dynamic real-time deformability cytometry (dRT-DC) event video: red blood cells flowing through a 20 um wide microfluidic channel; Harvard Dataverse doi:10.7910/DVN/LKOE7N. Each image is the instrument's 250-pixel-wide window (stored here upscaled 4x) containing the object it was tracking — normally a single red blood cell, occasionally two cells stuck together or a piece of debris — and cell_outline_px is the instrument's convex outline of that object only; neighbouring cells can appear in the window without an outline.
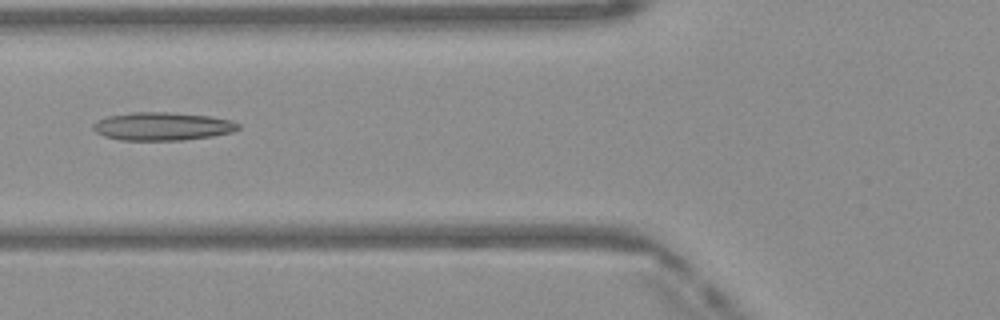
{"species": "Egyptian fruit bat (a non-hibernating species)", "species_latin": "Rousettus aegyptiacus", "temperature_condition": "warm", "stored_images_in_passage": 49, "camera_frame_rate_fps": 3000, "um_per_image_px": 0.085, "frame": {"image": 1, "passage_image": 19, "time_ms": 6.0, "image_size_px": [1000, 320], "cell_outline_px": [[240, 128], [232, 132], [212, 136], [184, 140], [120, 140], [104, 136], [96, 132], [92, 128], [92, 124], [96, 120], [108, 116], [132, 112], [172, 112], [212, 116], [232, 120], [240, 124]], "centroid_in_image_um": [13.81, 10.73], "position_along_channel_um": 112.0, "area_um2": 24.04}}
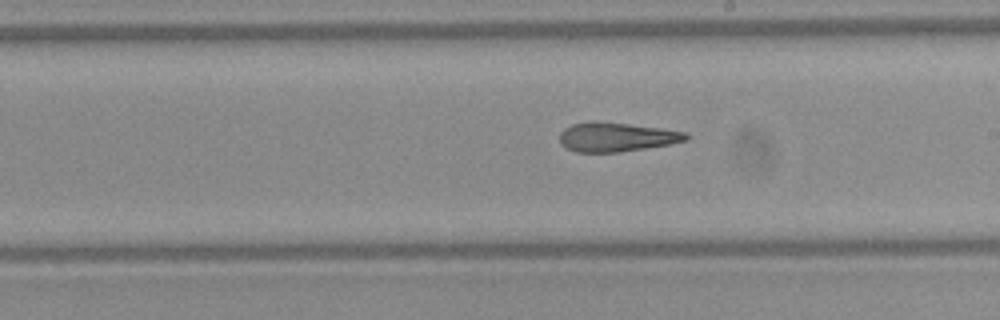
{"frame": {"image": 2, "passage_image": 28, "time_ms": 9.0, "image_size_px": [1000, 320], "cell_outline_px": [[688, 140], [668, 144], [644, 148], [616, 152], [576, 152], [560, 144], [560, 132], [564, 128], [572, 124], [592, 120], [596, 120], [660, 128], [688, 132]], "centroid_in_image_um": [52.36, 11.63], "position_along_channel_um": 236.6, "area_um2": 21.44}}
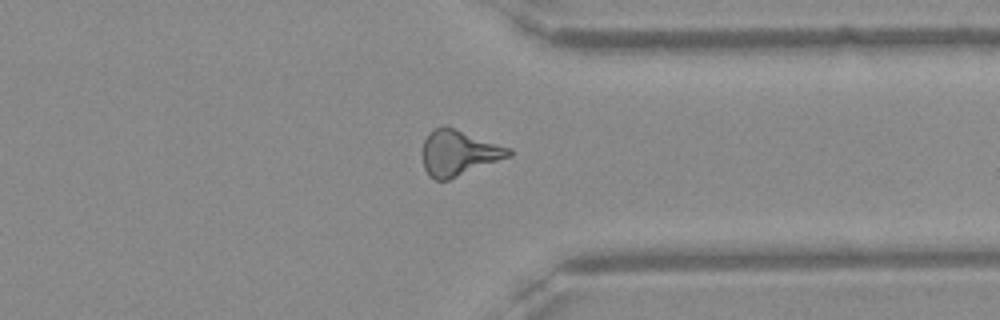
{"frame": {"image": 3, "passage_image": 38, "time_ms": 12.333, "image_size_px": [1000, 320], "cell_outline_px": [[512, 156], [448, 180], [436, 180], [428, 176], [424, 168], [424, 140], [428, 132], [444, 124], [512, 148]], "centroid_in_image_um": [39.02, 12.99], "position_along_channel_um": 372.4, "area_um2": 23.0}, "authors_computed_cell_mechanics": {"area_um2": 22.542, "velocity_mm_per_s": 4.1379, "shape_relaxation_time_tau1_ms": null, "shape_relaxation_time_tau2_ms": 3.5445, "deformation_change_tau1": null, "deformation_change_tau2": 0.1708}}